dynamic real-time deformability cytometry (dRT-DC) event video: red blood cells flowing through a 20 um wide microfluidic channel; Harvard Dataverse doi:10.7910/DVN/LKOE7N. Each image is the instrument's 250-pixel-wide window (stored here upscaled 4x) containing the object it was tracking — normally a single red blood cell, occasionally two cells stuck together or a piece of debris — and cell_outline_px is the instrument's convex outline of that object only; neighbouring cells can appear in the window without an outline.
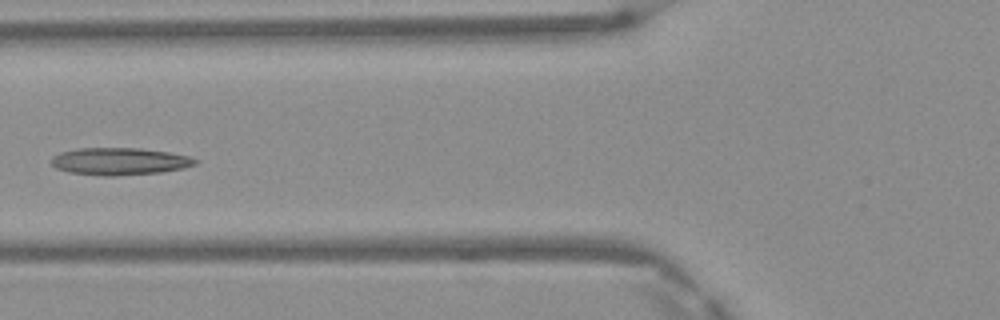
{"species": "Egyptian fruit bat (a non-hibernating species)", "species_latin": "Rousettus aegyptiacus", "temperature_condition": "warm", "stored_images_in_passage": 6, "camera_frame_rate_fps": 3000, "um_per_image_px": 0.085, "frame": {"image": 1, "passage_image": 5, "time_ms": 1.333, "image_size_px": [1000, 320], "cell_outline_px": [[200, 160], [196, 164], [184, 168], [160, 172], [116, 176], [104, 176], [68, 172], [56, 168], [52, 164], [52, 156], [60, 152], [80, 148], [140, 148], [168, 152], [188, 156]], "centroid_in_image_um": [10.17, 13.71], "position_along_channel_um": 115.6, "area_um2": 22.89}}
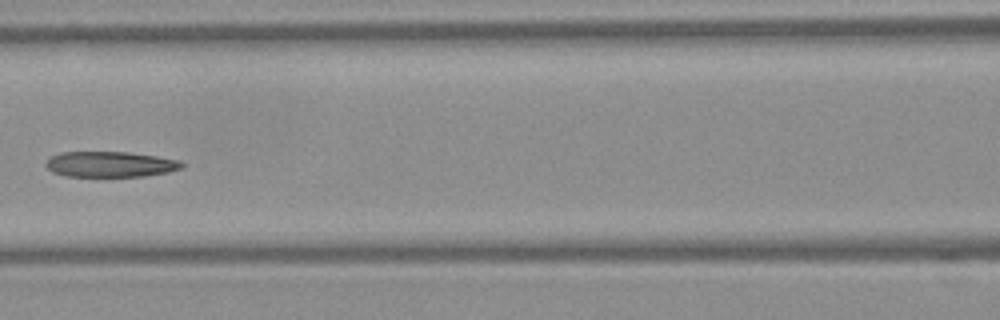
{"frame": {"image": 2, "passage_image": 6, "time_ms": 1.667, "image_size_px": [1000, 320], "cell_outline_px": [[184, 168], [168, 172], [144, 176], [64, 176], [52, 172], [44, 164], [52, 156], [60, 152], [128, 152], [156, 156], [180, 160], [184, 164]], "centroid_in_image_um": [9.39, 13.96], "position_along_channel_um": 157.2, "area_um2": 20.29}}